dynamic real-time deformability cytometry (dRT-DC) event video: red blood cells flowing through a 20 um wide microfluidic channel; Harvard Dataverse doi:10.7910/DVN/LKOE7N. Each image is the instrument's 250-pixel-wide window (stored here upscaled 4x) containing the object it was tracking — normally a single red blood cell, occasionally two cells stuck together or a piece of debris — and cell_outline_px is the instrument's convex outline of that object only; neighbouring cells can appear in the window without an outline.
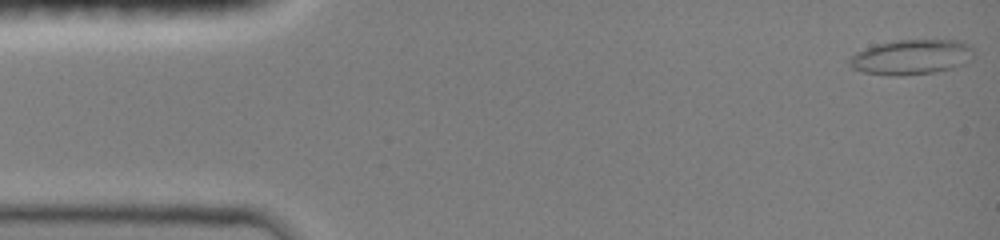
{"species": "common noctule bat (a hibernating species)", "species_latin": "Nyctalus noctula", "temperature_condition": "room temperature", "stored_images_in_passage": 47, "camera_frame_rate_fps": 3000, "um_per_image_px": 0.085, "animal": {"sex": "female", "body_mass_g": 19.0, "forearm_length_mm": 51.5}, "frame": {"image": 1, "passage_image": 1, "time_ms": 0.0, "image_size_px": [1000, 240], "cell_outline_px": [[972, 60], [964, 64], [952, 68], [936, 72], [904, 76], [892, 76], [860, 72], [852, 68], [848, 64], [848, 60], [856, 52], [880, 44], [900, 40], [960, 40], [968, 44], [972, 48]], "centroid_in_image_um": [77.48, 4.87], "position_along_channel_um": 7.5, "area_um2": 25.43}}
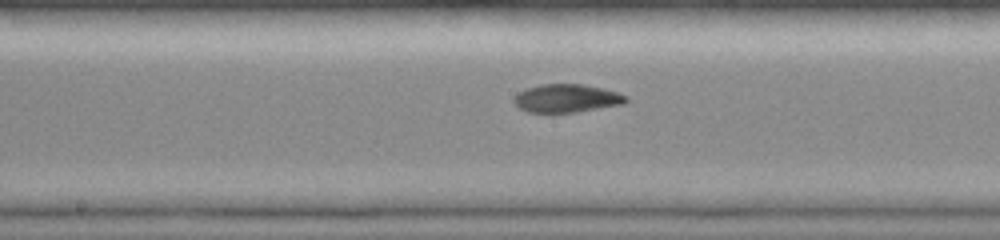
{"frame": {"image": 2, "passage_image": 24, "time_ms": 7.667, "image_size_px": [1000, 240], "cell_outline_px": [[628, 100], [624, 104], [576, 112], [528, 112], [520, 108], [512, 100], [520, 92], [528, 88], [540, 84], [580, 84], [604, 88], [628, 96]], "centroid_in_image_um": [48.2, 8.35], "position_along_channel_um": 200.0, "area_um2": 18.26}}
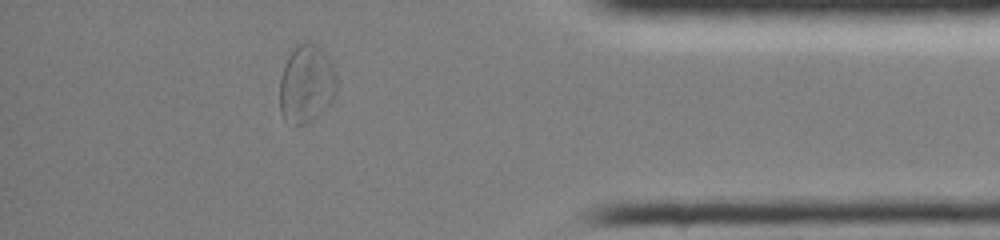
{"frame": {"image": 3, "passage_image": 41, "time_ms": 13.333, "image_size_px": [1000, 240], "cell_outline_px": [[336, 92], [332, 100], [312, 120], [304, 124], [296, 124], [284, 120], [280, 112], [280, 80], [288, 56], [300, 44], [316, 44], [324, 52], [332, 64], [336, 76]], "centroid_in_image_um": [26.04, 7.16], "position_along_channel_um": 409.2, "area_um2": 25.32}, "authors_computed_cell_mechanics": {"area_um2": 19.5942, "velocity_mm_per_s": 4.0466, "shape_relaxation_time_tau1_ms": 6.2392, "shape_relaxation_time_tau2_ms": 3.1104, "deformation_change_tau1": 0.1899, "deformation_change_tau2": 0.0887}}